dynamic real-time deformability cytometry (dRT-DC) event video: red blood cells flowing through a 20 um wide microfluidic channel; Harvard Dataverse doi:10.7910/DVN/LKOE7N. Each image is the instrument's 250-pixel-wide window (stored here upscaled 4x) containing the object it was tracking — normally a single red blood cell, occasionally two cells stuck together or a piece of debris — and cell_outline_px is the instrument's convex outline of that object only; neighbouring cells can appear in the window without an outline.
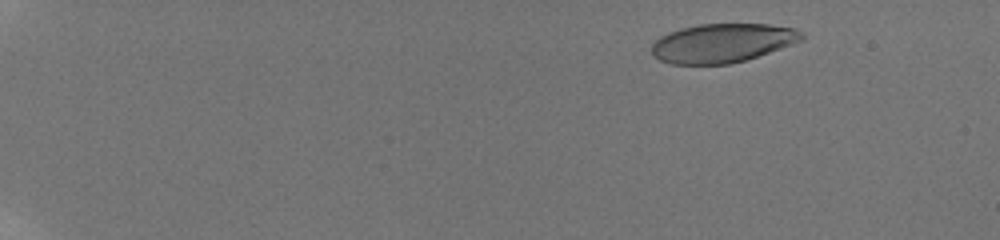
{"species": "human", "species_latin": "Homo sapiens", "temperature_condition": "room temperature", "stored_images_in_passage": 58, "camera_frame_rate_fps": 3000, "um_per_image_px": 0.085, "donor": {"sex": "male"}, "frame": {"image": 1, "passage_image": 8, "time_ms": 2.333, "image_size_px": [1000, 240], "cell_outline_px": [[804, 36], [800, 40], [780, 48], [744, 60], [728, 64], [672, 64], [660, 60], [652, 52], [652, 44], [660, 36], [668, 32], [680, 28], [700, 24], [768, 24], [792, 28], [800, 32]], "centroid_in_image_um": [61.34, 3.65], "position_along_channel_um": 23.7, "area_um2": 33.52}}
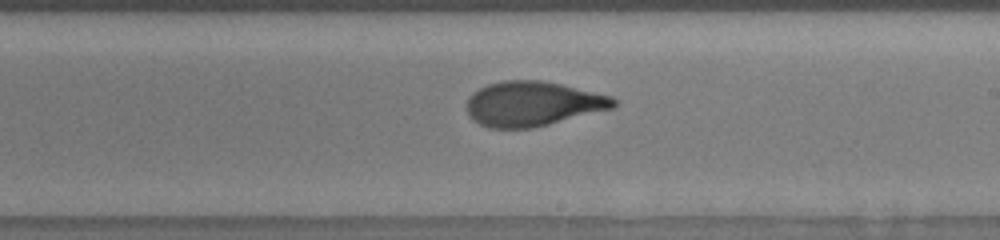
{"frame": {"image": 2, "passage_image": 38, "time_ms": 12.333, "image_size_px": [1000, 240], "cell_outline_px": [[616, 108], [532, 128], [488, 128], [480, 124], [468, 116], [464, 108], [468, 96], [472, 92], [488, 84], [504, 80], [540, 80], [560, 84], [612, 96], [616, 100]], "centroid_in_image_um": [45.25, 8.82], "position_along_channel_um": 243.8, "area_um2": 38.61}}
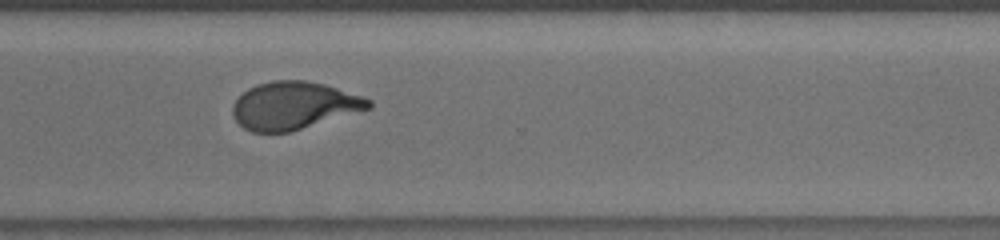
{"frame": {"image": 3, "passage_image": 46, "time_ms": 15.0, "image_size_px": [1000, 240], "cell_outline_px": [[372, 108], [288, 132], [252, 132], [244, 128], [236, 120], [232, 112], [232, 104], [248, 88], [256, 84], [272, 80], [308, 80], [324, 84], [364, 96], [372, 100]], "centroid_in_image_um": [24.99, 8.96], "position_along_channel_um": 345.6, "area_um2": 37.69}, "authors_computed_cell_mechanics": {"area_um2": 37.6278, "velocity_mm_per_s": 3.821, "shape_relaxation_time_tau1_ms": 4.9248, "shape_relaxation_time_tau2_ms": 1.2246, "deformation_change_tau1": 0.2221, "deformation_change_tau2": 0.0794}}